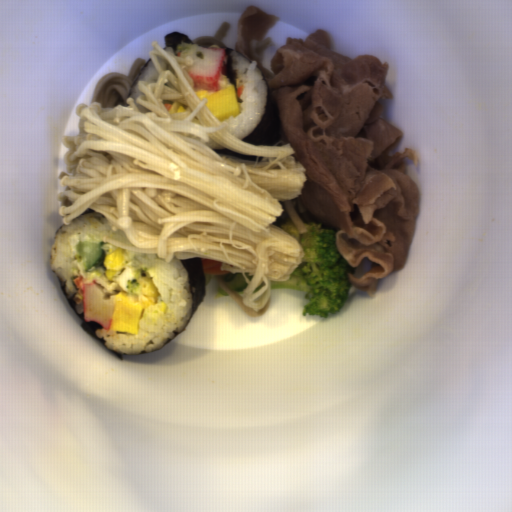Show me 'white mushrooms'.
<instances>
[{
	"mask_svg": "<svg viewBox=\"0 0 512 512\" xmlns=\"http://www.w3.org/2000/svg\"><path fill=\"white\" fill-rule=\"evenodd\" d=\"M278 202L283 206L284 212L277 217L272 225L280 228L282 223H286L287 220L291 219L298 233L302 234L308 233L305 223H317L298 197L293 200Z\"/></svg>",
	"mask_w": 512,
	"mask_h": 512,
	"instance_id": "1e6be865",
	"label": "white mushrooms"
}]
</instances>
